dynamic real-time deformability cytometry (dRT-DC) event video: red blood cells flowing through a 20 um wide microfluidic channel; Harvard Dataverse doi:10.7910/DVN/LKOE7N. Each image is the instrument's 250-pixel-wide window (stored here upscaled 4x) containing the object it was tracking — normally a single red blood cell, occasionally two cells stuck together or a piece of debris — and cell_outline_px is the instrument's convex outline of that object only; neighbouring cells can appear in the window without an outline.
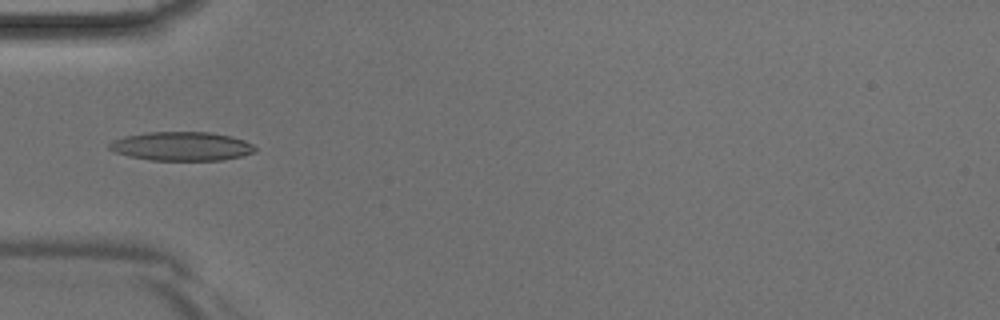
{"species": "Egyptian fruit bat (a non-hibernating species)", "species_latin": "Rousettus aegyptiacus", "temperature_condition": "room temperature", "stored_images_in_passage": 31, "camera_frame_rate_fps": 3000, "um_per_image_px": 0.085, "animal": {"sex": "male"}, "frame": {"image": 1, "passage_image": 7, "time_ms": 2.0, "image_size_px": [1000, 320], "cell_outline_px": [[256, 152], [240, 156], [220, 160], [152, 160], [132, 156], [116, 152], [108, 148], [108, 144], [112, 140], [124, 136], [148, 132], [208, 132], [232, 136], [244, 140], [252, 144], [256, 148]], "centroid_in_image_um": [15.45, 12.42], "position_along_channel_um": 69.6, "area_um2": 24.39}}
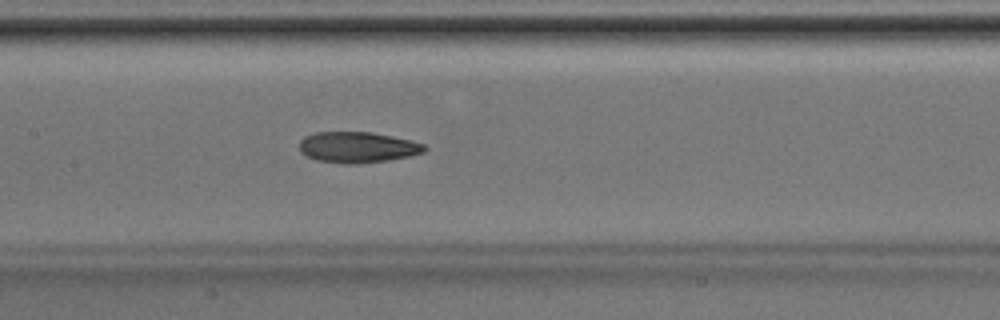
{"frame": {"image": 2, "passage_image": 14, "time_ms": 4.333, "image_size_px": [1000, 320], "cell_outline_px": [[428, 148], [424, 152], [408, 156], [388, 160], [352, 164], [344, 164], [316, 160], [300, 152], [300, 140], [304, 136], [316, 132], [372, 132], [412, 140], [424, 144]], "centroid_in_image_um": [30.39, 12.51], "position_along_channel_um": 177.0, "area_um2": 22.54}}
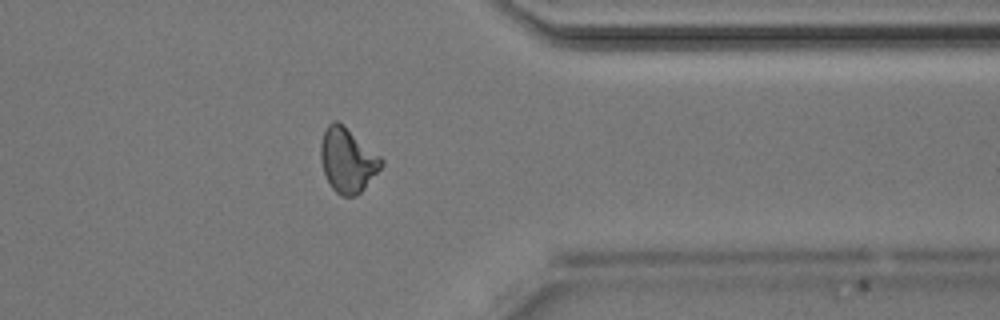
{"frame": {"image": 3, "passage_image": 28, "time_ms": 9.0, "image_size_px": [1000, 320], "cell_outline_px": [[384, 164], [364, 188], [356, 196], [340, 196], [332, 188], [324, 172], [320, 160], [320, 144], [324, 132], [328, 124], [332, 120], [336, 120], [380, 156], [384, 160]], "centroid_in_image_um": [29.52, 13.63], "position_along_channel_um": 381.9, "area_um2": 22.37}}